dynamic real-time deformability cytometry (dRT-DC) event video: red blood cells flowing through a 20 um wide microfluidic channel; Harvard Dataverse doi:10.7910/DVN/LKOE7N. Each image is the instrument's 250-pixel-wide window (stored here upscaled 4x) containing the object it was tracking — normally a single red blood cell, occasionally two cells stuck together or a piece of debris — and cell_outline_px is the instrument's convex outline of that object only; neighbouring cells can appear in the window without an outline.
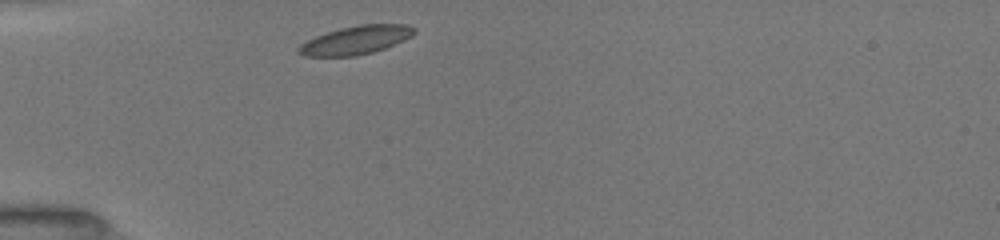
{"species": "common noctule bat (a hibernating species)", "species_latin": "Nyctalus noctula", "temperature_condition": "room temperature", "stored_images_in_passage": 32, "camera_frame_rate_fps": 3000, "um_per_image_px": 0.085, "animal": {"sex": "female", "body_mass_g": 19.5, "forearm_length_mm": 54.1}, "frame": {"image": 1, "passage_image": 1, "time_ms": 0.0, "image_size_px": [1000, 240], "cell_outline_px": [[416, 32], [412, 36], [404, 40], [384, 48], [372, 52], [356, 56], [304, 56], [296, 52], [296, 48], [300, 44], [316, 36], [340, 28], [360, 24], [408, 24], [416, 28]], "centroid_in_image_um": [30.25, 3.4], "position_along_channel_um": 54.7, "area_um2": 19.19}}
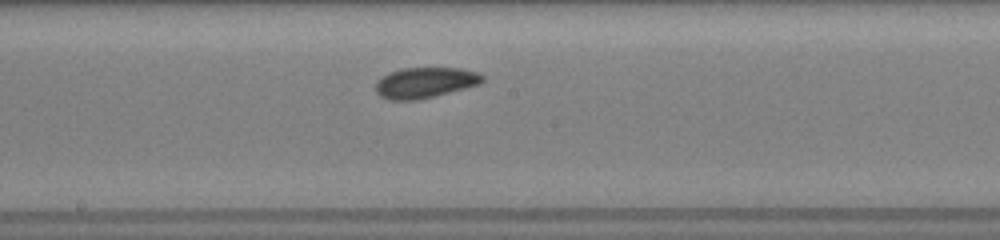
{"frame": {"image": 2, "passage_image": 13, "time_ms": 4.333, "image_size_px": [1000, 240], "cell_outline_px": [[484, 80], [480, 84], [416, 100], [388, 100], [380, 96], [376, 92], [376, 80], [380, 76], [388, 72], [400, 68], [460, 68], [476, 72], [484, 76]], "centroid_in_image_um": [36.07, 7.01], "position_along_channel_um": 212.1, "area_um2": 19.07}}
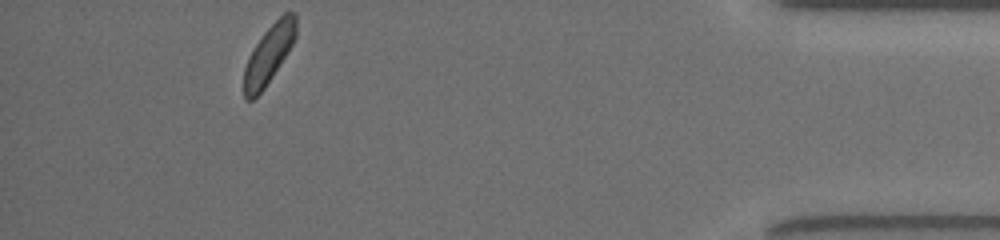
{"frame": {"image": 3, "passage_image": 32, "time_ms": 10.667, "image_size_px": [1000, 240], "cell_outline_px": [[296, 36], [292, 44], [272, 76], [264, 88], [252, 100], [244, 100], [244, 68], [248, 56], [252, 48], [264, 32], [284, 12], [296, 12]], "centroid_in_image_um": [22.83, 4.6], "position_along_channel_um": 412.4, "area_um2": 17.51}, "authors_computed_cell_mechanics": {"area_um2": 18.9006, "velocity_mm_per_s": 3.9725, "shape_relaxation_time_tau1_ms": 3.9476, "shape_relaxation_time_tau2_ms": 2.9011, "deformation_change_tau1": 0.0786, "deformation_change_tau2": 0.0847}}